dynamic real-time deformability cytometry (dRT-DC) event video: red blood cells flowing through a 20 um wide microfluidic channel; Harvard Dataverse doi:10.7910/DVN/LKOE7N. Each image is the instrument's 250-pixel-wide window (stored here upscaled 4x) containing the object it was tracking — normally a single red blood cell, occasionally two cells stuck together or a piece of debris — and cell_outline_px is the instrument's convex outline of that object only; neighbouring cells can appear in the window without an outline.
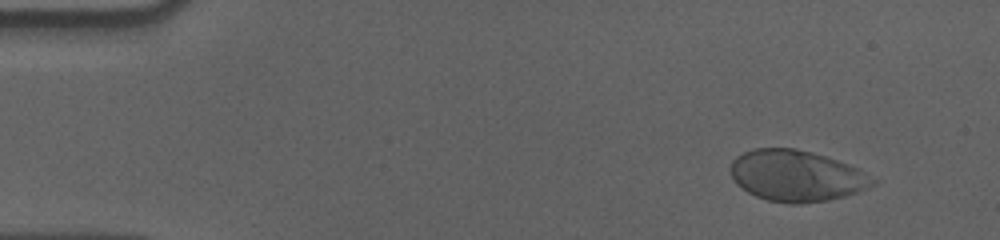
{"species": "human", "species_latin": "Homo sapiens", "temperature_condition": "cold", "stored_images_in_passage": 57, "camera_frame_rate_fps": 3000, "um_per_image_px": 0.085, "donor": {"sex": "male"}, "frame": {"image": 1, "passage_image": 5, "time_ms": 1.333, "image_size_px": [1000, 240], "cell_outline_px": [[880, 180], [876, 184], [868, 188], [844, 196], [828, 200], [800, 204], [788, 204], [768, 200], [756, 196], [740, 188], [732, 180], [732, 160], [736, 156], [744, 152], [756, 148], [796, 148], [812, 152], [836, 160], [856, 168]], "centroid_in_image_um": [67.7, 14.95], "position_along_channel_um": 17.3, "area_um2": 42.43}}
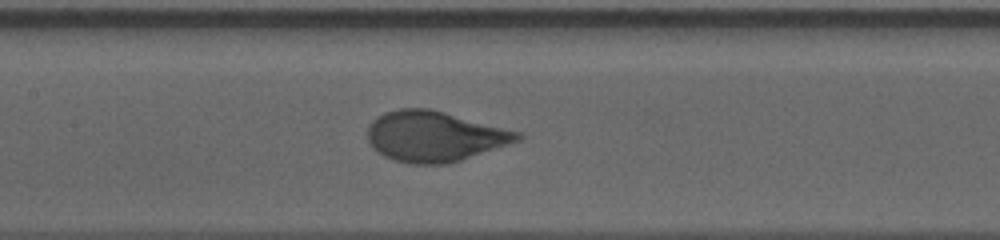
{"frame": {"image": 2, "passage_image": 27, "time_ms": 8.667, "image_size_px": [1000, 240], "cell_outline_px": [[524, 136], [520, 140], [460, 160], [444, 164], [408, 164], [384, 156], [376, 152], [368, 144], [368, 128], [372, 120], [384, 112], [400, 108], [428, 108], [524, 132]], "centroid_in_image_um": [36.93, 11.58], "position_along_channel_um": 170.5, "area_um2": 44.16}}
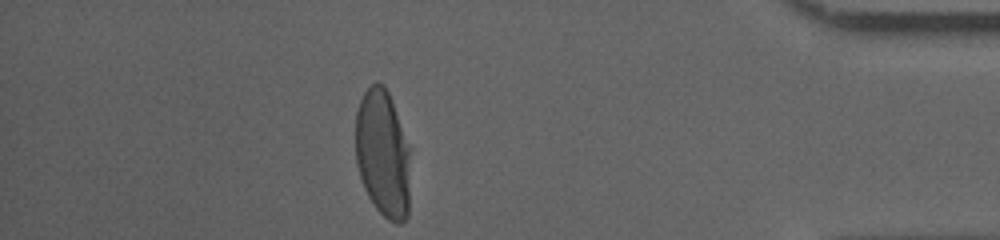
{"frame": {"image": 3, "passage_image": 50, "time_ms": 16.333, "image_size_px": [1000, 240], "cell_outline_px": [[412, 148], [408, 216], [400, 224], [396, 224], [388, 220], [376, 208], [368, 196], [364, 188], [356, 164], [356, 112], [360, 100], [364, 92], [376, 80], [384, 84], [392, 100]], "centroid_in_image_um": [32.59, 13.06], "position_along_channel_um": 402.6, "area_um2": 41.96}, "authors_computed_cell_mechanics": {"area_um2": 42.9454, "velocity_mm_per_s": 3.5537, "shape_relaxation_time_tau1_ms": 3.6591, "shape_relaxation_time_tau2_ms": null, "deformation_change_tau1": 0.1858, "deformation_change_tau2": null}}